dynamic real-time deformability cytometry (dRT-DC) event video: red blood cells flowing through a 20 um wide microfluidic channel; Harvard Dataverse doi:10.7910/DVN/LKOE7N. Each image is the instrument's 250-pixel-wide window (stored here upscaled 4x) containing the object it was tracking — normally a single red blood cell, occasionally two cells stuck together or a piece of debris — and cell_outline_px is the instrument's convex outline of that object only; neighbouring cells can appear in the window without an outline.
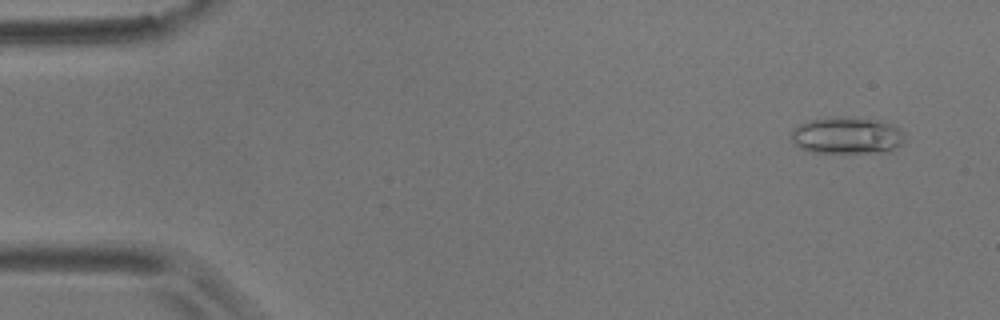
{"species": "common noctule bat (a hibernating species)", "species_latin": "Nyctalus noctula", "temperature_condition": "room temperature", "stored_images_in_passage": 5, "camera_frame_rate_fps": 3000, "um_per_image_px": 0.085, "animal": {"sex": "male", "body_mass_g": 17.9}, "frame": {"image": 1, "passage_image": 1, "time_ms": 0.0, "image_size_px": [1000, 320], "cell_outline_px": [[904, 136], [900, 144], [888, 152], [812, 152], [800, 148], [792, 144], [792, 128], [808, 120], [828, 116], [848, 116], [876, 120], [888, 124], [896, 128]], "centroid_in_image_um": [71.89, 11.5], "position_along_channel_um": 13.1, "area_um2": 24.28}}